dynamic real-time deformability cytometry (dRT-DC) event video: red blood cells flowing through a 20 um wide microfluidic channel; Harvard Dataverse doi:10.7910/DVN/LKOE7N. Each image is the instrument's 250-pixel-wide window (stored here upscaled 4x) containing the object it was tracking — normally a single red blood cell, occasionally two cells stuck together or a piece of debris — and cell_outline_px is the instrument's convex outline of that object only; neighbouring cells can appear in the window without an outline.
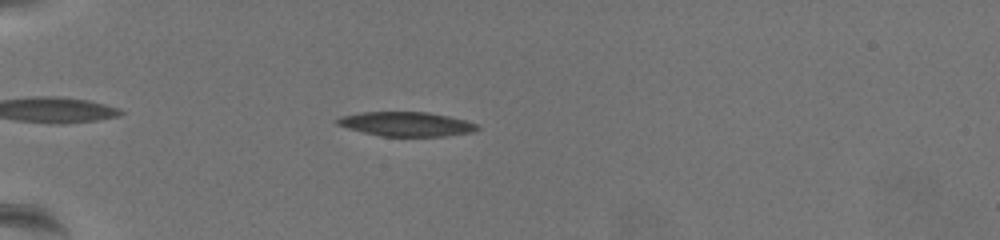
{"species": "common noctule bat (a hibernating species)", "species_latin": "Nyctalus noctula", "temperature_condition": "warm", "stored_images_in_passage": 51, "camera_frame_rate_fps": 3000, "um_per_image_px": 0.085, "animal": {"sex": "female", "body_mass_g": 19.5, "forearm_length_mm": 54.1}, "frame": {"image": 1, "passage_image": 7, "time_ms": 2.0, "image_size_px": [1000, 240], "cell_outline_px": [[480, 128], [472, 132], [444, 136], [380, 136], [348, 128], [336, 124], [336, 120], [340, 116], [364, 112], [428, 112], [448, 116], [464, 120], [476, 124]], "centroid_in_image_um": [34.53, 10.54], "position_along_channel_um": 50.5, "area_um2": 19.65}}
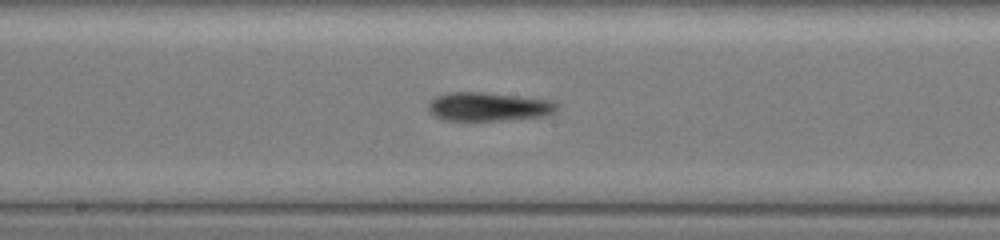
{"frame": {"image": 2, "passage_image": 24, "time_ms": 7.667, "image_size_px": [1000, 240], "cell_outline_px": [[556, 108], [552, 112], [544, 116], [500, 120], [444, 120], [436, 116], [428, 108], [428, 100], [436, 96], [452, 92], [480, 92], [552, 100], [556, 104]], "centroid_in_image_um": [41.47, 9.06], "position_along_channel_um": 206.7, "area_um2": 21.1}}
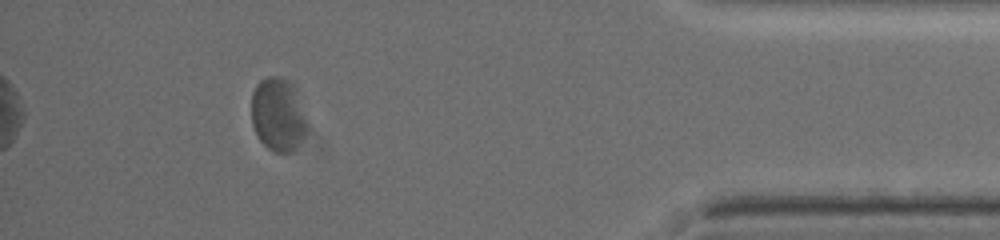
{"frame": {"image": 3, "passage_image": 46, "time_ms": 15.0, "image_size_px": [1000, 240], "cell_outline_px": [[304, 120], [300, 136], [292, 152], [276, 152], [268, 148], [260, 140], [252, 124], [252, 92], [256, 84], [260, 80], [268, 76], [276, 76], [288, 80], [292, 84], [304, 116]], "centroid_in_image_um": [23.53, 9.69], "position_along_channel_um": 411.7, "area_um2": 22.6}, "authors_computed_cell_mechanics": {"area_um2": 21.4438, "velocity_mm_per_s": 3.334, "shape_relaxation_time_tau1_ms": null, "shape_relaxation_time_tau2_ms": 1.6402, "deformation_change_tau1": null, "deformation_change_tau2": 0.0623}}